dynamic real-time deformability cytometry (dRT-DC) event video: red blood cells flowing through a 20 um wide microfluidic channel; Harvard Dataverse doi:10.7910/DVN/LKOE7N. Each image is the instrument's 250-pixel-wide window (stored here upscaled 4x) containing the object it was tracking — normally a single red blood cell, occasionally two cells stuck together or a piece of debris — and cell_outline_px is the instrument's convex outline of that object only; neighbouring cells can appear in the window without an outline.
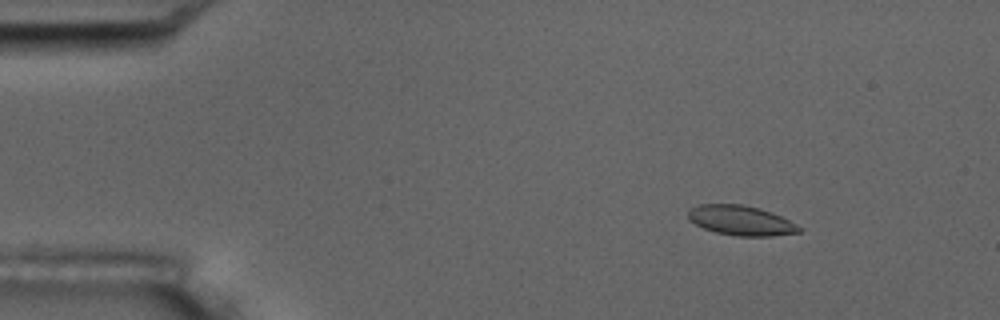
{"species": "common noctule bat (a hibernating species)", "species_latin": "Nyctalus noctula", "temperature_condition": "room temperature", "stored_images_in_passage": 6, "camera_frame_rate_fps": 3000, "um_per_image_px": 0.085, "animal": {"sex": "male", "body_mass_g": 17.5, "forearm_length_mm": 52.3}, "frame": {"image": 1, "passage_image": 2, "time_ms": 2.0, "image_size_px": [1000, 320], "cell_outline_px": [[800, 232], [772, 236], [736, 236], [716, 232], [704, 228], [688, 220], [688, 212], [692, 208], [700, 204], [740, 204], [760, 208], [772, 212], [788, 220], [800, 228]], "centroid_in_image_um": [62.95, 18.74], "position_along_channel_um": 22.0, "area_um2": 19.07}}
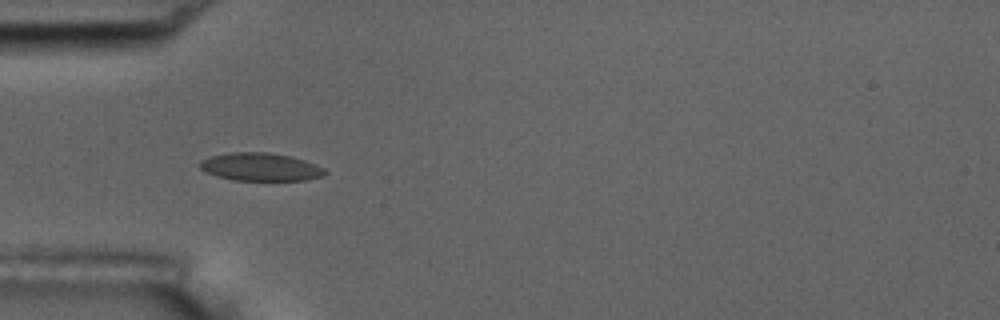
{"frame": {"image": 2, "passage_image": 5, "time_ms": 5.333, "image_size_px": [1000, 320], "cell_outline_px": [[328, 172], [324, 176], [304, 180], [236, 180], [216, 176], [200, 168], [200, 160], [212, 156], [232, 152], [268, 152], [288, 156], [304, 160], [324, 168]], "centroid_in_image_um": [22.16, 14.19], "position_along_channel_um": 62.8, "area_um2": 20.17}}